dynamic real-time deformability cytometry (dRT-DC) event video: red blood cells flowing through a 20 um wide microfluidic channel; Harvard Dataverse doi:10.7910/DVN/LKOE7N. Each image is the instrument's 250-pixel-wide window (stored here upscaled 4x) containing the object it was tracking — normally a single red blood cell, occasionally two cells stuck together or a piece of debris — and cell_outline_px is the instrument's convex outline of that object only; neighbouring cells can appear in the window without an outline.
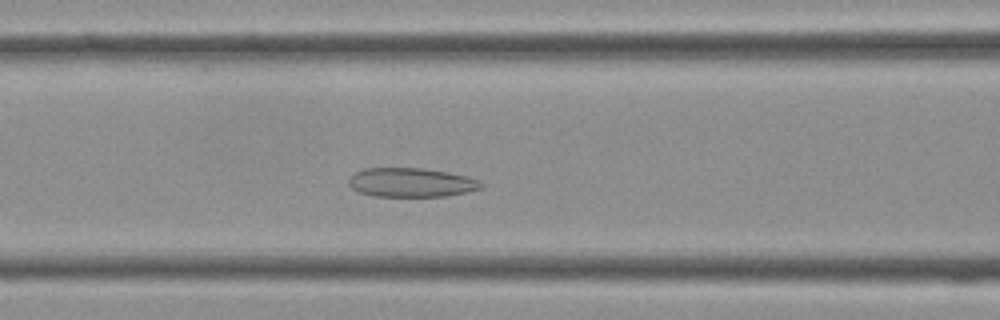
{"species": "Egyptian fruit bat (a non-hibernating species)", "species_latin": "Rousettus aegyptiacus", "temperature_condition": "cold", "stored_images_in_passage": 33, "camera_frame_rate_fps": 3000, "um_per_image_px": 0.085, "frame": {"image": 1, "passage_image": 9, "time_ms": 2.667, "image_size_px": [1000, 320], "cell_outline_px": [[484, 184], [480, 188], [464, 192], [444, 196], [376, 196], [360, 192], [352, 188], [348, 184], [348, 180], [356, 172], [364, 168], [424, 168], [448, 172], [468, 176], [480, 180]], "centroid_in_image_um": [34.96, 15.5], "position_along_channel_um": 131.6, "area_um2": 22.31}}
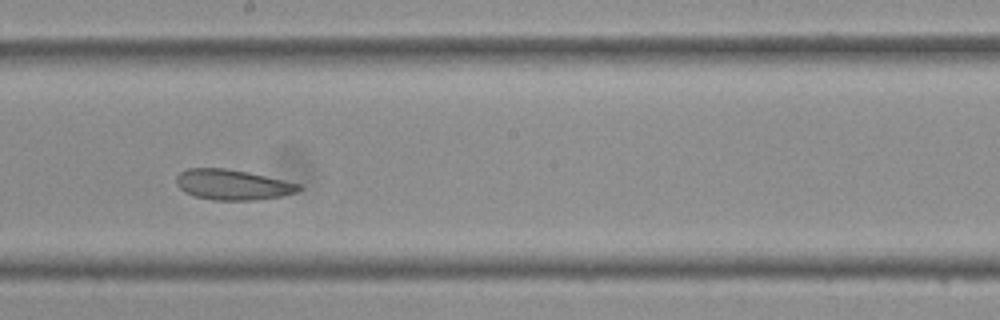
{"frame": {"image": 2, "passage_image": 15, "time_ms": 4.667, "image_size_px": [1000, 320], "cell_outline_px": [[300, 188], [296, 192], [280, 196], [256, 200], [212, 200], [196, 196], [184, 192], [176, 184], [176, 176], [180, 172], [188, 168], [224, 168], [248, 172], [284, 180], [300, 184]], "centroid_in_image_um": [19.73, 15.69], "position_along_channel_um": 228.5, "area_um2": 21.56}}
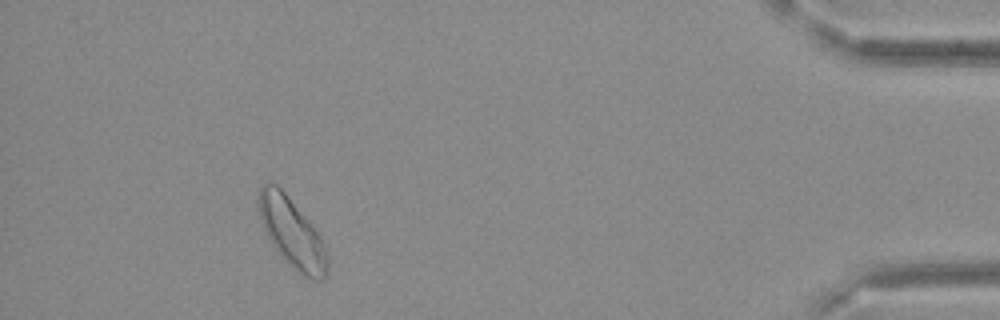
{"frame": {"image": 3, "passage_image": 30, "time_ms": 9.667, "image_size_px": [1000, 320], "cell_outline_px": [[328, 276], [320, 280], [316, 280], [300, 272], [288, 264], [272, 244], [260, 220], [256, 200], [256, 196], [260, 188], [264, 184], [276, 184], [284, 192], [320, 236], [324, 244], [328, 256]], "centroid_in_image_um": [24.8, 19.79], "position_along_channel_um": 410.4, "area_um2": 27.28}}